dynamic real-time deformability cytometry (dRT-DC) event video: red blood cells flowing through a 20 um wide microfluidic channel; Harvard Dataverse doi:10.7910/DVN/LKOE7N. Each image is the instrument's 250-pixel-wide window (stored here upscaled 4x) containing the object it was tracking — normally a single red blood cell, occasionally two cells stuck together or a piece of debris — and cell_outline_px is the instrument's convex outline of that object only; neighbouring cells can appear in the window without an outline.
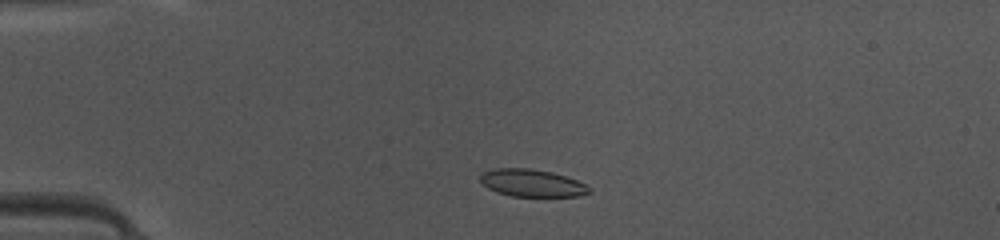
{"species": "common noctule bat (a hibernating species)", "species_latin": "Nyctalus noctula", "temperature_condition": "warm", "stored_images_in_passage": 45, "camera_frame_rate_fps": 3000, "um_per_image_px": 0.085, "animal": {"sex": "female", "body_mass_g": 10.0, "forearm_length_mm": 53.1}, "frame": {"image": 1, "passage_image": 9, "time_ms": 2.667, "image_size_px": [1000, 240], "cell_outline_px": [[592, 192], [580, 196], [512, 196], [496, 192], [488, 188], [480, 180], [480, 176], [484, 172], [492, 168], [528, 168], [552, 172], [576, 180], [592, 188]], "centroid_in_image_um": [45.22, 15.56], "position_along_channel_um": 39.8, "area_um2": 17.34}}
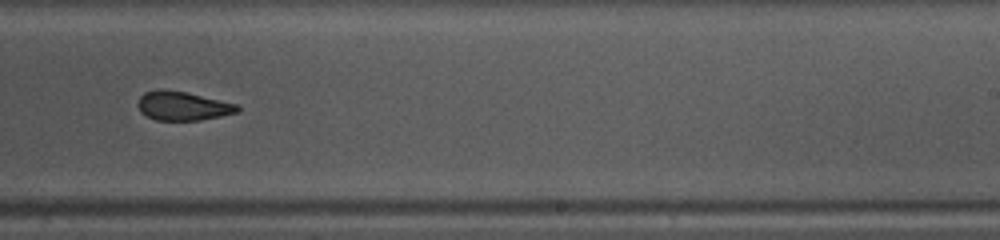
{"frame": {"image": 2, "passage_image": 28, "time_ms": 9.0, "image_size_px": [1000, 240], "cell_outline_px": [[240, 108], [236, 112], [220, 116], [200, 120], [156, 120], [140, 112], [136, 104], [140, 96], [144, 92], [160, 88], [184, 92], [236, 104]], "centroid_in_image_um": [15.45, 9.0], "position_along_channel_um": 273.5, "area_um2": 16.59}}
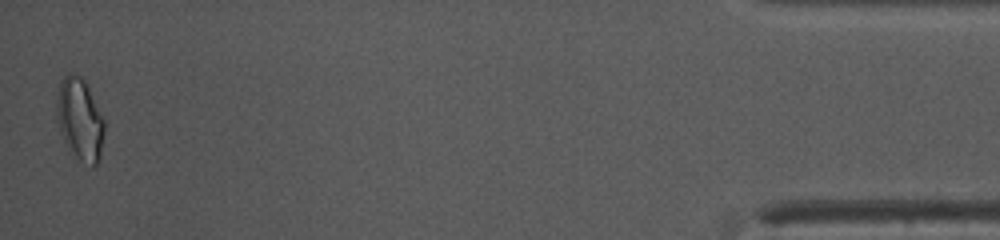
{"frame": {"image": 3, "passage_image": 45, "time_ms": 14.667, "image_size_px": [1000, 240], "cell_outline_px": [[104, 132], [100, 156], [96, 164], [92, 168], [80, 160], [76, 156], [64, 140], [60, 132], [56, 116], [56, 104], [60, 80], [68, 72], [80, 76], [84, 80], [104, 120]], "centroid_in_image_um": [6.77, 10.14], "position_along_channel_um": 428.4, "area_um2": 22.54}, "authors_computed_cell_mechanics": {"area_um2": 17.5134, "velocity_mm_per_s": 4.1676, "shape_relaxation_time_tau1_ms": 6.9186, "shape_relaxation_time_tau2_ms": 2.7174, "deformation_change_tau1": 0.1906, "deformation_change_tau2": 0.0604}}